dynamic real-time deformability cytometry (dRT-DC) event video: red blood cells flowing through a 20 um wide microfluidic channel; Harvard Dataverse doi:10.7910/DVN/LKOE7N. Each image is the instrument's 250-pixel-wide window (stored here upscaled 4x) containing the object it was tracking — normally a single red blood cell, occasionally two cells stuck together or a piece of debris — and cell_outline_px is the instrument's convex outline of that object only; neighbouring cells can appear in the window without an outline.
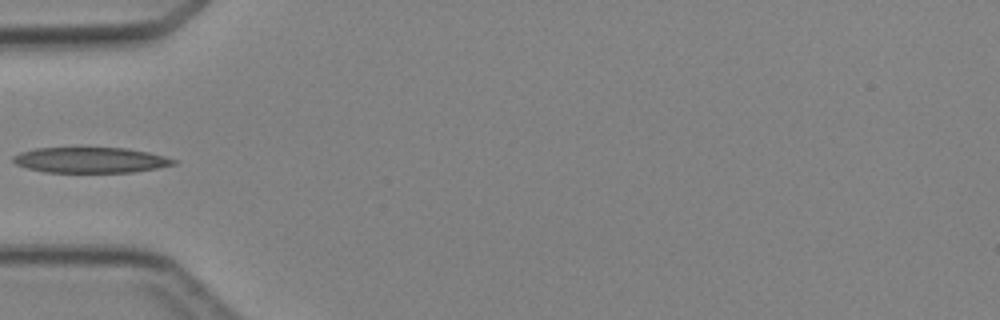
{"species": "Egyptian fruit bat (a non-hibernating species)", "species_latin": "Rousettus aegyptiacus", "temperature_condition": "cold", "stored_images_in_passage": 4, "camera_frame_rate_fps": 3000, "um_per_image_px": 0.085, "animal": {"sex": "female"}, "frame": {"image": 1, "passage_image": 4, "time_ms": 4.333, "image_size_px": [1000, 320], "cell_outline_px": [[180, 160], [176, 164], [156, 168], [132, 172], [44, 172], [28, 168], [16, 164], [12, 160], [12, 156], [20, 152], [36, 148], [124, 148], [148, 152]], "centroid_in_image_um": [7.7, 13.6], "position_along_channel_um": 77.3, "area_um2": 23.81}}